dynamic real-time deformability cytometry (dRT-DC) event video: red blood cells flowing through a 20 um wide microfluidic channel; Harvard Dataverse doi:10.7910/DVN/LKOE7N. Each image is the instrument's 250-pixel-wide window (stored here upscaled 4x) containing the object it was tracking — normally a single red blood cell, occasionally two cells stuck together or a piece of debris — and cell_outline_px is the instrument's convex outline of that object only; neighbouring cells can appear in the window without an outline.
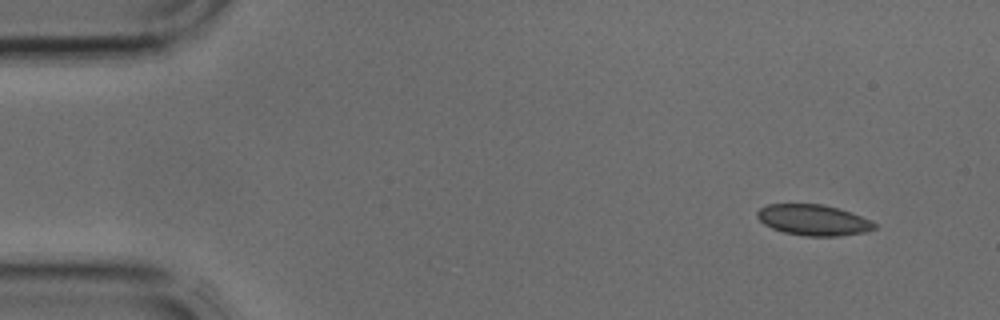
{"species": "common noctule bat (a hibernating species)", "species_latin": "Nyctalus noctula", "temperature_condition": "cold", "stored_images_in_passage": 3, "camera_frame_rate_fps": 3000, "um_per_image_px": 0.085, "animal": {"sex": "male", "body_mass_g": 17.9, "forearm_length_mm": 54.2}, "frame": {"image": 1, "passage_image": 1, "time_ms": 0.0, "image_size_px": [1000, 320], "cell_outline_px": [[876, 228], [864, 232], [836, 236], [804, 236], [784, 232], [772, 228], [764, 224], [756, 216], [756, 212], [760, 208], [768, 204], [820, 204], [836, 208], [872, 220], [876, 224]], "centroid_in_image_um": [69.11, 18.7], "position_along_channel_um": 15.9, "area_um2": 20.87}}
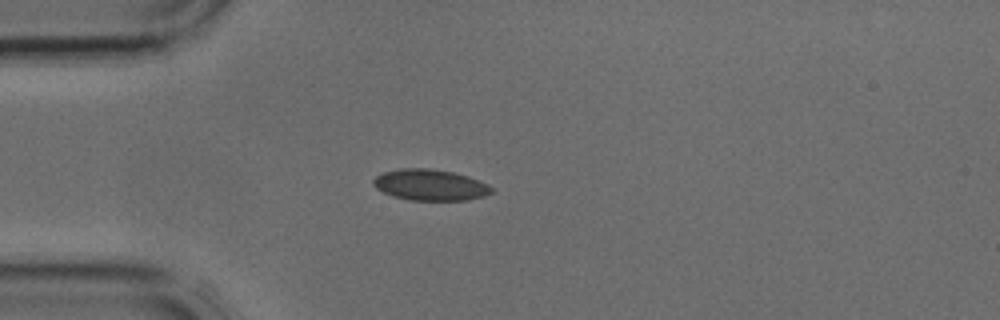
{"frame": {"image": 2, "passage_image": 3, "time_ms": 0.667, "image_size_px": [1000, 320], "cell_outline_px": [[492, 192], [484, 196], [468, 200], [408, 200], [392, 196], [376, 188], [372, 184], [372, 180], [376, 176], [384, 172], [400, 168], [428, 168], [452, 172], [468, 176], [488, 184], [492, 188]], "centroid_in_image_um": [36.54, 15.72], "position_along_channel_um": 48.5, "area_um2": 21.44}}